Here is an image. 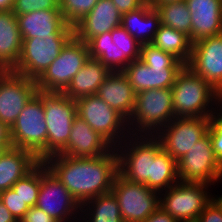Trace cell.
<instances>
[{"instance_id":"obj_30","label":"cell","mask_w":222,"mask_h":222,"mask_svg":"<svg viewBox=\"0 0 222 222\" xmlns=\"http://www.w3.org/2000/svg\"><path fill=\"white\" fill-rule=\"evenodd\" d=\"M177 182V162L162 149L152 160L151 189L160 193Z\"/></svg>"},{"instance_id":"obj_26","label":"cell","mask_w":222,"mask_h":222,"mask_svg":"<svg viewBox=\"0 0 222 222\" xmlns=\"http://www.w3.org/2000/svg\"><path fill=\"white\" fill-rule=\"evenodd\" d=\"M40 161L30 151L11 147L0 158V192L28 174Z\"/></svg>"},{"instance_id":"obj_1","label":"cell","mask_w":222,"mask_h":222,"mask_svg":"<svg viewBox=\"0 0 222 222\" xmlns=\"http://www.w3.org/2000/svg\"><path fill=\"white\" fill-rule=\"evenodd\" d=\"M42 162L80 206L94 197L110 192L119 173L115 147L97 157L81 158L57 154Z\"/></svg>"},{"instance_id":"obj_43","label":"cell","mask_w":222,"mask_h":222,"mask_svg":"<svg viewBox=\"0 0 222 222\" xmlns=\"http://www.w3.org/2000/svg\"><path fill=\"white\" fill-rule=\"evenodd\" d=\"M15 0H0V11L13 10Z\"/></svg>"},{"instance_id":"obj_12","label":"cell","mask_w":222,"mask_h":222,"mask_svg":"<svg viewBox=\"0 0 222 222\" xmlns=\"http://www.w3.org/2000/svg\"><path fill=\"white\" fill-rule=\"evenodd\" d=\"M177 172L179 182L205 183L213 187L222 182V164L214 154L209 130L177 161Z\"/></svg>"},{"instance_id":"obj_18","label":"cell","mask_w":222,"mask_h":222,"mask_svg":"<svg viewBox=\"0 0 222 222\" xmlns=\"http://www.w3.org/2000/svg\"><path fill=\"white\" fill-rule=\"evenodd\" d=\"M187 66L222 95V34L192 43Z\"/></svg>"},{"instance_id":"obj_8","label":"cell","mask_w":222,"mask_h":222,"mask_svg":"<svg viewBox=\"0 0 222 222\" xmlns=\"http://www.w3.org/2000/svg\"><path fill=\"white\" fill-rule=\"evenodd\" d=\"M47 124V157L60 154L69 141L73 120L77 116L76 101L64 92L43 91Z\"/></svg>"},{"instance_id":"obj_37","label":"cell","mask_w":222,"mask_h":222,"mask_svg":"<svg viewBox=\"0 0 222 222\" xmlns=\"http://www.w3.org/2000/svg\"><path fill=\"white\" fill-rule=\"evenodd\" d=\"M195 222H222V206L213 197Z\"/></svg>"},{"instance_id":"obj_7","label":"cell","mask_w":222,"mask_h":222,"mask_svg":"<svg viewBox=\"0 0 222 222\" xmlns=\"http://www.w3.org/2000/svg\"><path fill=\"white\" fill-rule=\"evenodd\" d=\"M89 58L99 60L111 72L122 71L140 58L141 45L121 25L87 42Z\"/></svg>"},{"instance_id":"obj_39","label":"cell","mask_w":222,"mask_h":222,"mask_svg":"<svg viewBox=\"0 0 222 222\" xmlns=\"http://www.w3.org/2000/svg\"><path fill=\"white\" fill-rule=\"evenodd\" d=\"M113 4L117 7L118 11L122 14L128 13L143 6L145 0H111Z\"/></svg>"},{"instance_id":"obj_4","label":"cell","mask_w":222,"mask_h":222,"mask_svg":"<svg viewBox=\"0 0 222 222\" xmlns=\"http://www.w3.org/2000/svg\"><path fill=\"white\" fill-rule=\"evenodd\" d=\"M174 118L172 88L149 89L136 94L127 123L131 135L155 136Z\"/></svg>"},{"instance_id":"obj_25","label":"cell","mask_w":222,"mask_h":222,"mask_svg":"<svg viewBox=\"0 0 222 222\" xmlns=\"http://www.w3.org/2000/svg\"><path fill=\"white\" fill-rule=\"evenodd\" d=\"M159 25V13L150 2H146L143 6L122 14L121 26L140 45L152 43Z\"/></svg>"},{"instance_id":"obj_10","label":"cell","mask_w":222,"mask_h":222,"mask_svg":"<svg viewBox=\"0 0 222 222\" xmlns=\"http://www.w3.org/2000/svg\"><path fill=\"white\" fill-rule=\"evenodd\" d=\"M211 185L177 182L160 192V207L179 222H195L213 199Z\"/></svg>"},{"instance_id":"obj_2","label":"cell","mask_w":222,"mask_h":222,"mask_svg":"<svg viewBox=\"0 0 222 222\" xmlns=\"http://www.w3.org/2000/svg\"><path fill=\"white\" fill-rule=\"evenodd\" d=\"M184 66L172 54L149 43L141 45L140 58L129 63L122 72L138 94L149 89L172 88Z\"/></svg>"},{"instance_id":"obj_29","label":"cell","mask_w":222,"mask_h":222,"mask_svg":"<svg viewBox=\"0 0 222 222\" xmlns=\"http://www.w3.org/2000/svg\"><path fill=\"white\" fill-rule=\"evenodd\" d=\"M152 44L162 51L172 54L185 65L188 64L192 42L184 32L160 24Z\"/></svg>"},{"instance_id":"obj_17","label":"cell","mask_w":222,"mask_h":222,"mask_svg":"<svg viewBox=\"0 0 222 222\" xmlns=\"http://www.w3.org/2000/svg\"><path fill=\"white\" fill-rule=\"evenodd\" d=\"M38 91L36 80L12 71L0 73V121L9 128Z\"/></svg>"},{"instance_id":"obj_31","label":"cell","mask_w":222,"mask_h":222,"mask_svg":"<svg viewBox=\"0 0 222 222\" xmlns=\"http://www.w3.org/2000/svg\"><path fill=\"white\" fill-rule=\"evenodd\" d=\"M152 6L159 13L160 24L184 32L191 41V15L185 1Z\"/></svg>"},{"instance_id":"obj_34","label":"cell","mask_w":222,"mask_h":222,"mask_svg":"<svg viewBox=\"0 0 222 222\" xmlns=\"http://www.w3.org/2000/svg\"><path fill=\"white\" fill-rule=\"evenodd\" d=\"M209 132L214 154L222 164V105L211 116Z\"/></svg>"},{"instance_id":"obj_5","label":"cell","mask_w":222,"mask_h":222,"mask_svg":"<svg viewBox=\"0 0 222 222\" xmlns=\"http://www.w3.org/2000/svg\"><path fill=\"white\" fill-rule=\"evenodd\" d=\"M47 124L43 91H37L27 102L10 128L13 147L32 152L39 161L47 158Z\"/></svg>"},{"instance_id":"obj_38","label":"cell","mask_w":222,"mask_h":222,"mask_svg":"<svg viewBox=\"0 0 222 222\" xmlns=\"http://www.w3.org/2000/svg\"><path fill=\"white\" fill-rule=\"evenodd\" d=\"M19 222H58L37 206L30 207Z\"/></svg>"},{"instance_id":"obj_22","label":"cell","mask_w":222,"mask_h":222,"mask_svg":"<svg viewBox=\"0 0 222 222\" xmlns=\"http://www.w3.org/2000/svg\"><path fill=\"white\" fill-rule=\"evenodd\" d=\"M122 15L111 0H99L74 26V35L87 43L92 37L110 32L121 25Z\"/></svg>"},{"instance_id":"obj_3","label":"cell","mask_w":222,"mask_h":222,"mask_svg":"<svg viewBox=\"0 0 222 222\" xmlns=\"http://www.w3.org/2000/svg\"><path fill=\"white\" fill-rule=\"evenodd\" d=\"M175 117H211L222 105V95L187 65L172 86Z\"/></svg>"},{"instance_id":"obj_28","label":"cell","mask_w":222,"mask_h":222,"mask_svg":"<svg viewBox=\"0 0 222 222\" xmlns=\"http://www.w3.org/2000/svg\"><path fill=\"white\" fill-rule=\"evenodd\" d=\"M80 222H124L112 191L88 200L81 206Z\"/></svg>"},{"instance_id":"obj_40","label":"cell","mask_w":222,"mask_h":222,"mask_svg":"<svg viewBox=\"0 0 222 222\" xmlns=\"http://www.w3.org/2000/svg\"><path fill=\"white\" fill-rule=\"evenodd\" d=\"M144 222H179L166 213L161 207L154 211Z\"/></svg>"},{"instance_id":"obj_42","label":"cell","mask_w":222,"mask_h":222,"mask_svg":"<svg viewBox=\"0 0 222 222\" xmlns=\"http://www.w3.org/2000/svg\"><path fill=\"white\" fill-rule=\"evenodd\" d=\"M0 222H18L0 199Z\"/></svg>"},{"instance_id":"obj_14","label":"cell","mask_w":222,"mask_h":222,"mask_svg":"<svg viewBox=\"0 0 222 222\" xmlns=\"http://www.w3.org/2000/svg\"><path fill=\"white\" fill-rule=\"evenodd\" d=\"M124 222H144L160 207V193L145 184L126 180L119 173L111 189Z\"/></svg>"},{"instance_id":"obj_23","label":"cell","mask_w":222,"mask_h":222,"mask_svg":"<svg viewBox=\"0 0 222 222\" xmlns=\"http://www.w3.org/2000/svg\"><path fill=\"white\" fill-rule=\"evenodd\" d=\"M96 94L129 120L135 107L136 93L122 71L110 72Z\"/></svg>"},{"instance_id":"obj_9","label":"cell","mask_w":222,"mask_h":222,"mask_svg":"<svg viewBox=\"0 0 222 222\" xmlns=\"http://www.w3.org/2000/svg\"><path fill=\"white\" fill-rule=\"evenodd\" d=\"M75 101L77 116L113 147L120 145L131 134L127 120L97 94L83 96Z\"/></svg>"},{"instance_id":"obj_13","label":"cell","mask_w":222,"mask_h":222,"mask_svg":"<svg viewBox=\"0 0 222 222\" xmlns=\"http://www.w3.org/2000/svg\"><path fill=\"white\" fill-rule=\"evenodd\" d=\"M73 36L38 35L34 38H22L20 58L12 72L36 80Z\"/></svg>"},{"instance_id":"obj_24","label":"cell","mask_w":222,"mask_h":222,"mask_svg":"<svg viewBox=\"0 0 222 222\" xmlns=\"http://www.w3.org/2000/svg\"><path fill=\"white\" fill-rule=\"evenodd\" d=\"M22 36L13 11H0V70L12 71L22 51Z\"/></svg>"},{"instance_id":"obj_45","label":"cell","mask_w":222,"mask_h":222,"mask_svg":"<svg viewBox=\"0 0 222 222\" xmlns=\"http://www.w3.org/2000/svg\"><path fill=\"white\" fill-rule=\"evenodd\" d=\"M13 147V145H0V158L7 151V149Z\"/></svg>"},{"instance_id":"obj_11","label":"cell","mask_w":222,"mask_h":222,"mask_svg":"<svg viewBox=\"0 0 222 222\" xmlns=\"http://www.w3.org/2000/svg\"><path fill=\"white\" fill-rule=\"evenodd\" d=\"M88 59L87 43L74 35L60 51L59 56L36 79L38 91L64 92Z\"/></svg>"},{"instance_id":"obj_36","label":"cell","mask_w":222,"mask_h":222,"mask_svg":"<svg viewBox=\"0 0 222 222\" xmlns=\"http://www.w3.org/2000/svg\"><path fill=\"white\" fill-rule=\"evenodd\" d=\"M0 199L12 215L19 220L23 217L26 211L30 208L21 198L17 195L12 188L0 192Z\"/></svg>"},{"instance_id":"obj_32","label":"cell","mask_w":222,"mask_h":222,"mask_svg":"<svg viewBox=\"0 0 222 222\" xmlns=\"http://www.w3.org/2000/svg\"><path fill=\"white\" fill-rule=\"evenodd\" d=\"M41 185V161L23 178L19 179L12 190L29 206L34 207L37 203Z\"/></svg>"},{"instance_id":"obj_46","label":"cell","mask_w":222,"mask_h":222,"mask_svg":"<svg viewBox=\"0 0 222 222\" xmlns=\"http://www.w3.org/2000/svg\"><path fill=\"white\" fill-rule=\"evenodd\" d=\"M214 198L220 203V205L222 206V195H215Z\"/></svg>"},{"instance_id":"obj_21","label":"cell","mask_w":222,"mask_h":222,"mask_svg":"<svg viewBox=\"0 0 222 222\" xmlns=\"http://www.w3.org/2000/svg\"><path fill=\"white\" fill-rule=\"evenodd\" d=\"M191 15V42L222 34V0H185Z\"/></svg>"},{"instance_id":"obj_6","label":"cell","mask_w":222,"mask_h":222,"mask_svg":"<svg viewBox=\"0 0 222 222\" xmlns=\"http://www.w3.org/2000/svg\"><path fill=\"white\" fill-rule=\"evenodd\" d=\"M119 174L128 181L151 188L152 160L162 150L155 136L129 135L115 147Z\"/></svg>"},{"instance_id":"obj_19","label":"cell","mask_w":222,"mask_h":222,"mask_svg":"<svg viewBox=\"0 0 222 222\" xmlns=\"http://www.w3.org/2000/svg\"><path fill=\"white\" fill-rule=\"evenodd\" d=\"M22 38L38 35H74V27L64 20L60 7L16 15Z\"/></svg>"},{"instance_id":"obj_44","label":"cell","mask_w":222,"mask_h":222,"mask_svg":"<svg viewBox=\"0 0 222 222\" xmlns=\"http://www.w3.org/2000/svg\"><path fill=\"white\" fill-rule=\"evenodd\" d=\"M185 0H152L150 3L151 5H162V4H169L173 2H180Z\"/></svg>"},{"instance_id":"obj_20","label":"cell","mask_w":222,"mask_h":222,"mask_svg":"<svg viewBox=\"0 0 222 222\" xmlns=\"http://www.w3.org/2000/svg\"><path fill=\"white\" fill-rule=\"evenodd\" d=\"M113 146L98 132L94 131L83 119L76 116L73 120L69 141L60 153L68 157H97L108 153Z\"/></svg>"},{"instance_id":"obj_27","label":"cell","mask_w":222,"mask_h":222,"mask_svg":"<svg viewBox=\"0 0 222 222\" xmlns=\"http://www.w3.org/2000/svg\"><path fill=\"white\" fill-rule=\"evenodd\" d=\"M110 72L99 60L89 58L72 78L64 93L72 100L94 95Z\"/></svg>"},{"instance_id":"obj_15","label":"cell","mask_w":222,"mask_h":222,"mask_svg":"<svg viewBox=\"0 0 222 222\" xmlns=\"http://www.w3.org/2000/svg\"><path fill=\"white\" fill-rule=\"evenodd\" d=\"M211 117H175L155 137L176 162L209 130Z\"/></svg>"},{"instance_id":"obj_16","label":"cell","mask_w":222,"mask_h":222,"mask_svg":"<svg viewBox=\"0 0 222 222\" xmlns=\"http://www.w3.org/2000/svg\"><path fill=\"white\" fill-rule=\"evenodd\" d=\"M36 206L58 222H80L81 206L42 161Z\"/></svg>"},{"instance_id":"obj_41","label":"cell","mask_w":222,"mask_h":222,"mask_svg":"<svg viewBox=\"0 0 222 222\" xmlns=\"http://www.w3.org/2000/svg\"><path fill=\"white\" fill-rule=\"evenodd\" d=\"M0 145H12L10 128L0 121Z\"/></svg>"},{"instance_id":"obj_35","label":"cell","mask_w":222,"mask_h":222,"mask_svg":"<svg viewBox=\"0 0 222 222\" xmlns=\"http://www.w3.org/2000/svg\"><path fill=\"white\" fill-rule=\"evenodd\" d=\"M59 0H15L13 13L21 15L39 10L57 9Z\"/></svg>"},{"instance_id":"obj_33","label":"cell","mask_w":222,"mask_h":222,"mask_svg":"<svg viewBox=\"0 0 222 222\" xmlns=\"http://www.w3.org/2000/svg\"><path fill=\"white\" fill-rule=\"evenodd\" d=\"M99 0H59V7L64 20L70 26L80 22Z\"/></svg>"}]
</instances>
